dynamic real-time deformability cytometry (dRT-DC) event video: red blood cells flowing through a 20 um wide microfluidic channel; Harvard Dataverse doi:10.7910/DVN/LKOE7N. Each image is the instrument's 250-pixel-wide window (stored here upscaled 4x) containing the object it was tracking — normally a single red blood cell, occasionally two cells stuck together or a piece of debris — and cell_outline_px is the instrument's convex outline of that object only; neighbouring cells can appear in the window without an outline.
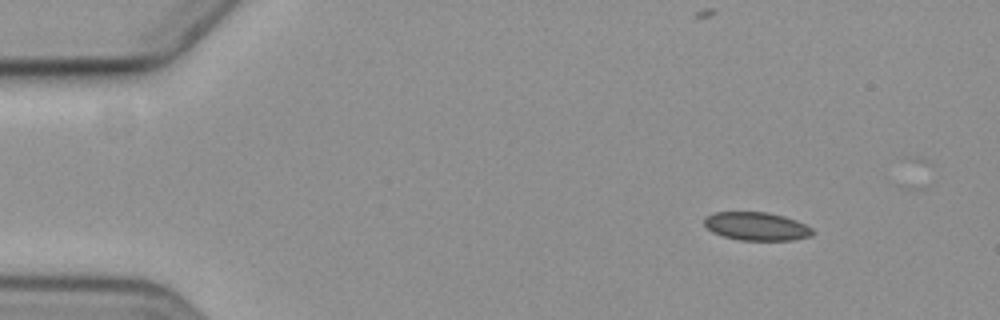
{"species": "common noctule bat (a hibernating species)", "species_latin": "Nyctalus noctula", "temperature_condition": "cold", "stored_images_in_passage": 4, "camera_frame_rate_fps": 3000, "um_per_image_px": 0.085, "animal": {"sex": "female", "body_mass_g": 19.3, "forearm_length_mm": 54.1}, "frame": {"image": 1, "passage_image": 1, "time_ms": 0.0, "image_size_px": [1000, 320], "cell_outline_px": [[812, 236], [792, 240], [740, 240], [724, 236], [712, 232], [704, 224], [704, 216], [712, 212], [768, 212], [784, 216], [796, 220], [812, 228]], "centroid_in_image_um": [64.28, 19.23], "position_along_channel_um": 20.7, "area_um2": 17.86}}